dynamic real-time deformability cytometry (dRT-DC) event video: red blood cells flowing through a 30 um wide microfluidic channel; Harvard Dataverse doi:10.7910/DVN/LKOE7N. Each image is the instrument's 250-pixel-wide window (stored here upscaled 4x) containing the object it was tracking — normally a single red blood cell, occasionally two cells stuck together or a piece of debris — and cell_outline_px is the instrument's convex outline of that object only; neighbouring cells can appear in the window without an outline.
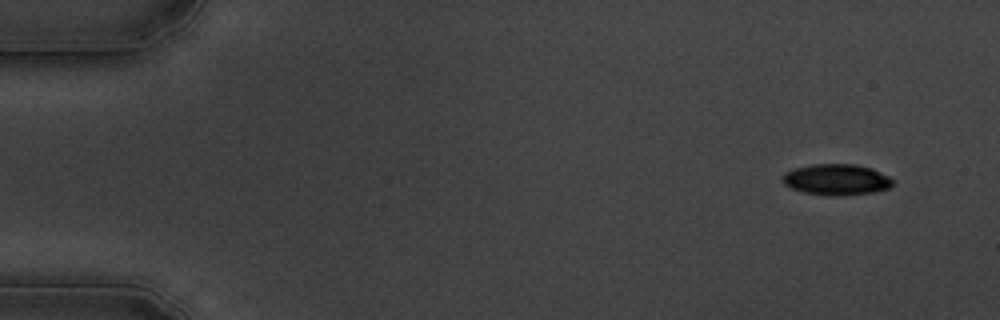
{"species": "common noctule bat (a hibernating species)", "species_latin": "Nyctalus noctula", "temperature_condition": "cold", "stored_images_in_passage": 56, "camera_frame_rate_fps": 3000, "um_per_image_px": 0.085, "animal": {"sex": "male", "body_mass_g": 19.5, "forearm_length_mm": 54.6}, "frame": {"image": 1, "passage_image": 4, "time_ms": 1.0, "image_size_px": [1000, 320], "cell_outline_px": [[892, 184], [888, 188], [872, 192], [832, 196], [804, 192], [792, 188], [784, 184], [780, 180], [784, 172], [796, 168], [812, 164], [856, 164], [872, 168], [888, 176], [892, 180]], "centroid_in_image_um": [71.06, 15.25], "position_along_channel_um": 13.9, "area_um2": 19.77}}
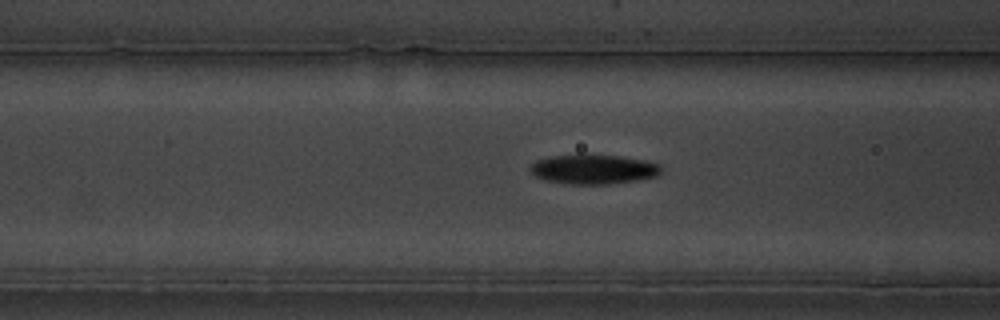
{"frame": {"image": 2, "passage_image": 22, "time_ms": 7.0, "image_size_px": [1000, 320], "cell_outline_px": [[660, 172], [656, 176], [636, 180], [608, 184], [568, 184], [544, 180], [536, 176], [532, 172], [532, 164], [536, 160], [552, 156], [620, 156], [644, 160], [660, 164]], "centroid_in_image_um": [50.46, 14.41], "position_along_channel_um": 116.1, "area_um2": 21.91}}
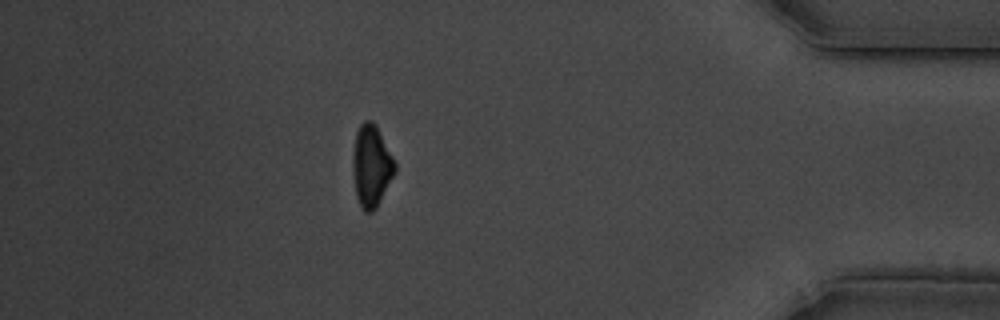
{"frame": {"image": 3, "passage_image": 49, "time_ms": 16.0, "image_size_px": [1000, 320], "cell_outline_px": [[396, 172], [376, 208], [372, 212], [364, 212], [360, 208], [356, 196], [352, 172], [352, 152], [356, 132], [360, 124], [364, 120], [372, 120], [376, 124], [396, 164]], "centroid_in_image_um": [31.54, 14.11], "position_along_channel_um": 403.7, "area_um2": 20.4}, "authors_computed_cell_mechanics": {"area_um2": 21.0103, "velocity_mm_per_s": 3.6367, "shape_relaxation_time_tau1_ms": 2.2599, "shape_relaxation_time_tau2_ms": null, "deformation_change_tau1": 0.1041, "deformation_change_tau2": null}}